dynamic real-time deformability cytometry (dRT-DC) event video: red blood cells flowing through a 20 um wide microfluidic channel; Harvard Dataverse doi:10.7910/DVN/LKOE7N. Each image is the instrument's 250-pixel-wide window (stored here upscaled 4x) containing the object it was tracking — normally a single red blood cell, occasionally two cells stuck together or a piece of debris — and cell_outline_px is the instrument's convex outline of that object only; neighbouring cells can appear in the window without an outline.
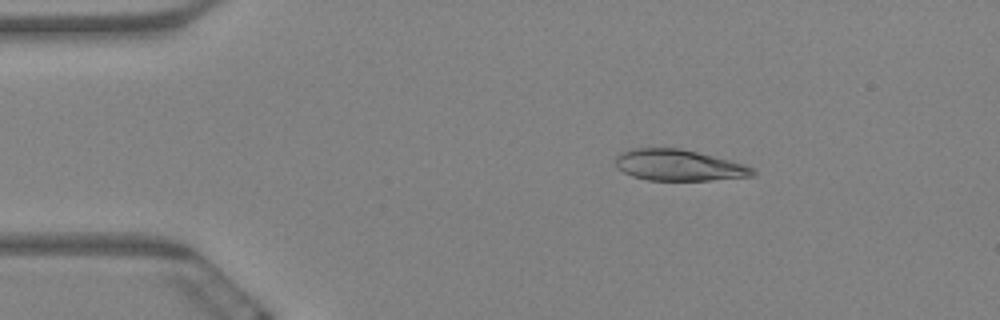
{"species": "Egyptian fruit bat (a non-hibernating species)", "species_latin": "Rousettus aegyptiacus", "temperature_condition": "warm", "stored_images_in_passage": 6, "camera_frame_rate_fps": 3000, "um_per_image_px": 0.085, "animal": {"sex": "female"}, "frame": {"image": 1, "passage_image": 1, "time_ms": 0.0, "image_size_px": [1000, 320], "cell_outline_px": [[756, 172], [752, 176], [712, 180], [648, 180], [632, 176], [616, 168], [616, 156], [620, 152], [632, 148], [680, 148], [732, 160], [744, 164], [752, 168]], "centroid_in_image_um": [57.68, 14.04], "position_along_channel_um": 27.3, "area_um2": 24.97}}
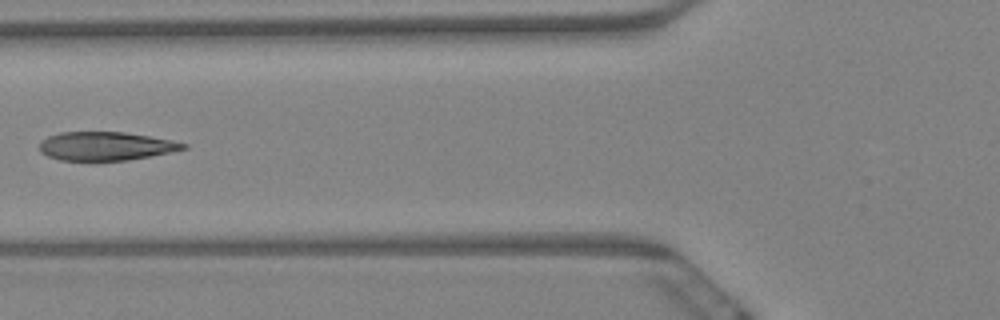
{"frame": {"image": 2, "passage_image": 4, "time_ms": 1.0, "image_size_px": [1000, 320], "cell_outline_px": [[188, 148], [128, 160], [60, 160], [48, 156], [40, 152], [40, 144], [48, 136], [60, 132], [124, 132], [172, 140], [188, 144]], "centroid_in_image_um": [8.98, 12.41], "position_along_channel_um": 116.8, "area_um2": 23.64}}
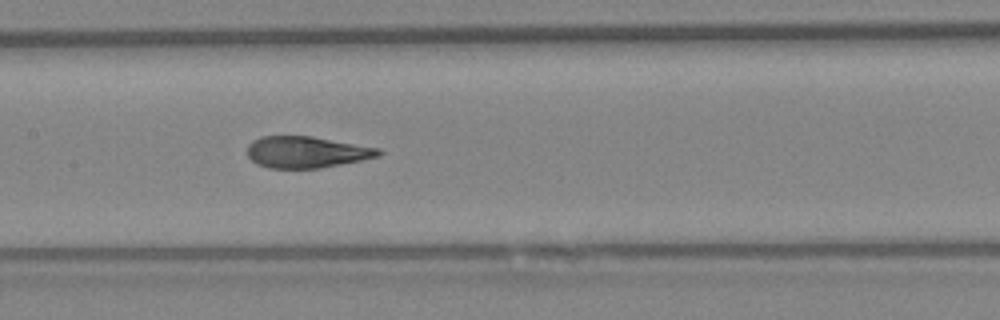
{"frame": {"image": 3, "passage_image": 6, "time_ms": 1.667, "image_size_px": [1000, 320], "cell_outline_px": [[384, 152], [380, 156], [320, 168], [268, 168], [256, 164], [248, 156], [248, 144], [252, 140], [260, 136], [312, 136], [380, 148]], "centroid_in_image_um": [26.05, 12.92], "position_along_channel_um": 181.4, "area_um2": 24.16}}